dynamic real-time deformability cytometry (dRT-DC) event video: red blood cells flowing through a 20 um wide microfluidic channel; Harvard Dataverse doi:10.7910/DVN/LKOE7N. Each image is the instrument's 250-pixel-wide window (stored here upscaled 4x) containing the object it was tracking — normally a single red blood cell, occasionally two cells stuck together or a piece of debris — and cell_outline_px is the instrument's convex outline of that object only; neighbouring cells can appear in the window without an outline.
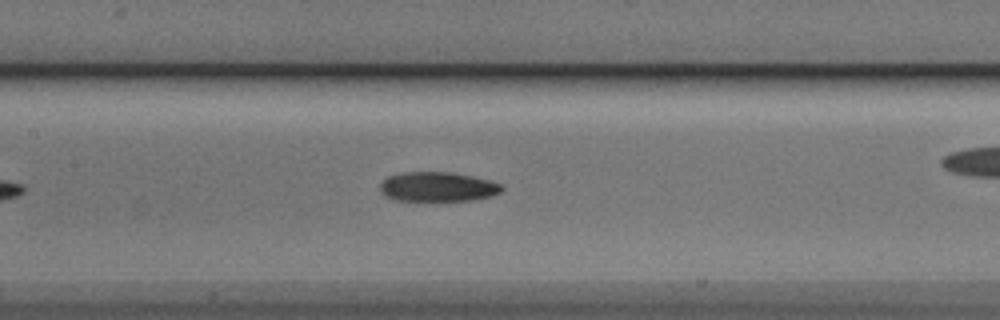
{"species": "Egyptian fruit bat (a non-hibernating species)", "species_latin": "Rousettus aegyptiacus", "temperature_condition": "cold", "stored_images_in_passage": 19, "camera_frame_rate_fps": 3000, "um_per_image_px": 0.085, "animal": {"sex": "male"}, "frame": {"image": 1, "passage_image": 6, "time_ms": 1.667, "image_size_px": [1000, 320], "cell_outline_px": [[504, 188], [500, 192], [492, 196], [472, 200], [392, 200], [384, 196], [380, 192], [380, 184], [388, 176], [400, 172], [452, 172], [472, 176], [488, 180], [500, 184]], "centroid_in_image_um": [37.17, 15.87], "position_along_channel_um": 170.2, "area_um2": 20.98}}
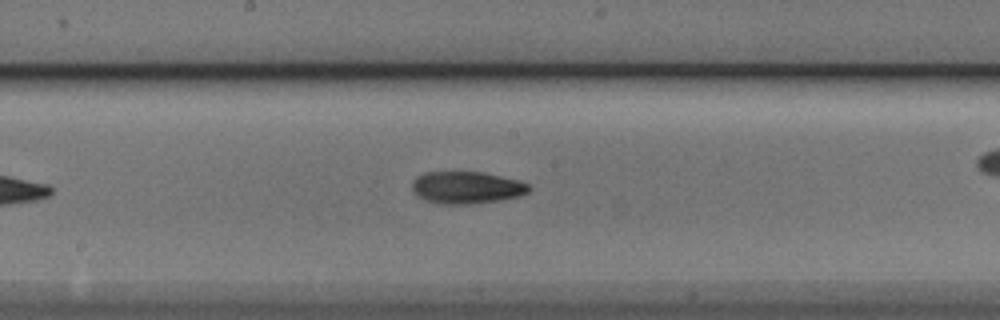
{"frame": {"image": 2, "passage_image": 9, "time_ms": 2.667, "image_size_px": [1000, 320], "cell_outline_px": [[532, 188], [528, 192], [520, 196], [472, 204], [440, 204], [424, 200], [416, 196], [412, 192], [412, 180], [416, 176], [424, 172], [484, 172], [520, 180], [528, 184]], "centroid_in_image_um": [39.63, 15.94], "position_along_channel_um": 208.6, "area_um2": 22.2}}
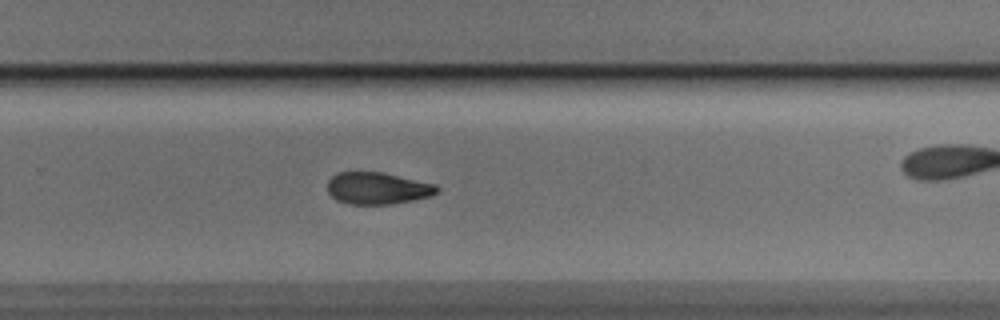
{"frame": {"image": 3, "passage_image": 16, "time_ms": 5.0, "image_size_px": [1000, 320], "cell_outline_px": [[440, 188], [432, 196], [392, 204], [348, 204], [336, 200], [328, 192], [328, 180], [336, 172], [384, 172], [436, 184]], "centroid_in_image_um": [32.09, 16.0], "position_along_channel_um": 297.7, "area_um2": 20.52}}